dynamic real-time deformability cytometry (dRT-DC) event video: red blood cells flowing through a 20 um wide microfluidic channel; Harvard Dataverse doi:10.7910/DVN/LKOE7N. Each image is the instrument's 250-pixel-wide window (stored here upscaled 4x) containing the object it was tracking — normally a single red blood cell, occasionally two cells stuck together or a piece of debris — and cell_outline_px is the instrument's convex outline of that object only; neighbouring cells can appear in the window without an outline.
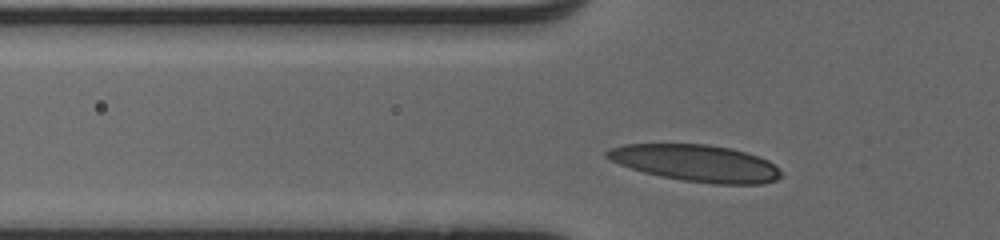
{"species": "human", "species_latin": "Homo sapiens", "temperature_condition": "cold", "stored_images_in_passage": 31, "camera_frame_rate_fps": 3000, "um_per_image_px": 0.085, "donor": {"sex": "male"}, "frame": {"image": 1, "passage_image": 5, "time_ms": 1.333, "image_size_px": [1000, 240], "cell_outline_px": [[780, 176], [776, 180], [764, 184], [712, 184], [680, 180], [660, 176], [644, 172], [620, 164], [604, 156], [604, 152], [608, 148], [624, 144], [708, 144], [732, 148], [768, 160], [780, 172]], "centroid_in_image_um": [59.13, 13.86], "position_along_channel_um": 66.7, "area_um2": 37.22}}
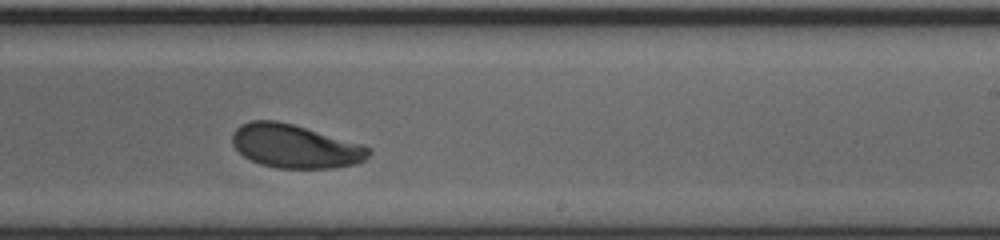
{"frame": {"image": 2, "passage_image": 20, "time_ms": 6.333, "image_size_px": [1000, 240], "cell_outline_px": [[372, 152], [364, 160], [356, 164], [336, 168], [276, 168], [260, 164], [244, 156], [232, 144], [232, 132], [240, 124], [252, 120], [276, 120], [292, 124], [360, 144], [372, 148]], "centroid_in_image_um": [25.07, 12.44], "position_along_channel_um": 263.9, "area_um2": 34.51}}
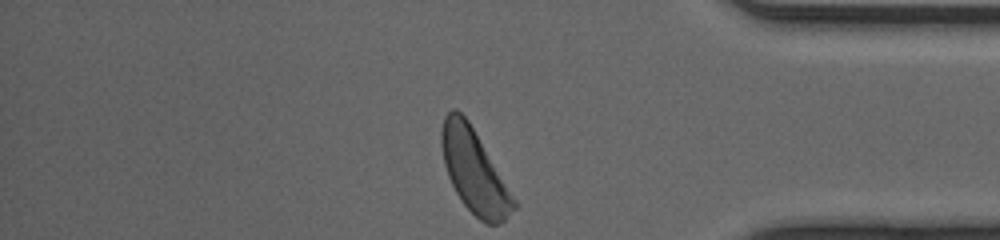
{"frame": {"image": 3, "passage_image": 31, "time_ms": 10.0, "image_size_px": [1000, 240], "cell_outline_px": [[516, 208], [500, 224], [488, 224], [480, 220], [464, 204], [456, 192], [448, 176], [444, 164], [440, 144], [440, 132], [444, 116], [452, 108], [456, 108], [468, 120], [516, 200]], "centroid_in_image_um": [40.28, 14.54], "position_along_channel_um": 394.9, "area_um2": 34.62}, "authors_computed_cell_mechanics": {"area_um2": 35.3736, "velocity_mm_per_s": 4.0396, "shape_relaxation_time_tau1_ms": 1.7041, "shape_relaxation_time_tau2_ms": 2.3333, "deformation_change_tau1": 0.1356, "deformation_change_tau2": 0.0823}}